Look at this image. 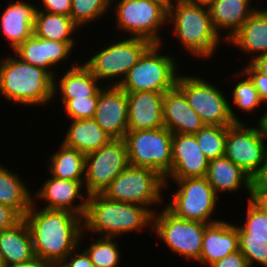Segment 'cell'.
<instances>
[{"mask_svg": "<svg viewBox=\"0 0 267 267\" xmlns=\"http://www.w3.org/2000/svg\"><path fill=\"white\" fill-rule=\"evenodd\" d=\"M35 206L32 203L24 216L33 238L35 255L57 267L81 244L83 217L66 210H36L39 208Z\"/></svg>", "mask_w": 267, "mask_h": 267, "instance_id": "obj_1", "label": "cell"}, {"mask_svg": "<svg viewBox=\"0 0 267 267\" xmlns=\"http://www.w3.org/2000/svg\"><path fill=\"white\" fill-rule=\"evenodd\" d=\"M154 209L109 199L103 193L87 197L83 230L115 237L153 225Z\"/></svg>", "mask_w": 267, "mask_h": 267, "instance_id": "obj_2", "label": "cell"}, {"mask_svg": "<svg viewBox=\"0 0 267 267\" xmlns=\"http://www.w3.org/2000/svg\"><path fill=\"white\" fill-rule=\"evenodd\" d=\"M54 77L44 68L9 56L0 62V93L23 105H46L54 98Z\"/></svg>", "mask_w": 267, "mask_h": 267, "instance_id": "obj_3", "label": "cell"}, {"mask_svg": "<svg viewBox=\"0 0 267 267\" xmlns=\"http://www.w3.org/2000/svg\"><path fill=\"white\" fill-rule=\"evenodd\" d=\"M167 22L173 24V35L193 56L207 59L216 52L221 35L212 25L208 6L175 0L168 5Z\"/></svg>", "mask_w": 267, "mask_h": 267, "instance_id": "obj_4", "label": "cell"}, {"mask_svg": "<svg viewBox=\"0 0 267 267\" xmlns=\"http://www.w3.org/2000/svg\"><path fill=\"white\" fill-rule=\"evenodd\" d=\"M162 44H151L128 71L119 87L125 92L165 93L176 86L177 64L171 55L159 53Z\"/></svg>", "mask_w": 267, "mask_h": 267, "instance_id": "obj_5", "label": "cell"}, {"mask_svg": "<svg viewBox=\"0 0 267 267\" xmlns=\"http://www.w3.org/2000/svg\"><path fill=\"white\" fill-rule=\"evenodd\" d=\"M176 87L205 125L231 126L241 122L223 92L203 78L178 75Z\"/></svg>", "mask_w": 267, "mask_h": 267, "instance_id": "obj_6", "label": "cell"}, {"mask_svg": "<svg viewBox=\"0 0 267 267\" xmlns=\"http://www.w3.org/2000/svg\"><path fill=\"white\" fill-rule=\"evenodd\" d=\"M117 28L130 37L162 44L159 29L168 18V4L163 0H119L115 8Z\"/></svg>", "mask_w": 267, "mask_h": 267, "instance_id": "obj_7", "label": "cell"}, {"mask_svg": "<svg viewBox=\"0 0 267 267\" xmlns=\"http://www.w3.org/2000/svg\"><path fill=\"white\" fill-rule=\"evenodd\" d=\"M259 125V126H258ZM257 127L235 122L227 126L225 157L238 165L253 180L261 173L267 158V133L263 123Z\"/></svg>", "mask_w": 267, "mask_h": 267, "instance_id": "obj_8", "label": "cell"}, {"mask_svg": "<svg viewBox=\"0 0 267 267\" xmlns=\"http://www.w3.org/2000/svg\"><path fill=\"white\" fill-rule=\"evenodd\" d=\"M172 137L165 127L127 131L124 141L129 165L151 168L165 178L172 168Z\"/></svg>", "mask_w": 267, "mask_h": 267, "instance_id": "obj_9", "label": "cell"}, {"mask_svg": "<svg viewBox=\"0 0 267 267\" xmlns=\"http://www.w3.org/2000/svg\"><path fill=\"white\" fill-rule=\"evenodd\" d=\"M165 179L151 168L128 165L117 175L103 194L109 199L144 207L161 203Z\"/></svg>", "mask_w": 267, "mask_h": 267, "instance_id": "obj_10", "label": "cell"}, {"mask_svg": "<svg viewBox=\"0 0 267 267\" xmlns=\"http://www.w3.org/2000/svg\"><path fill=\"white\" fill-rule=\"evenodd\" d=\"M178 185L166 208L181 219L200 221L206 224L217 222L211 219L215 212L218 195L206 177L172 179Z\"/></svg>", "mask_w": 267, "mask_h": 267, "instance_id": "obj_11", "label": "cell"}, {"mask_svg": "<svg viewBox=\"0 0 267 267\" xmlns=\"http://www.w3.org/2000/svg\"><path fill=\"white\" fill-rule=\"evenodd\" d=\"M159 214L153 215L155 233L169 247L170 251L184 256L187 260H199L202 251V241L208 224L181 219L171 213L166 207Z\"/></svg>", "mask_w": 267, "mask_h": 267, "instance_id": "obj_12", "label": "cell"}, {"mask_svg": "<svg viewBox=\"0 0 267 267\" xmlns=\"http://www.w3.org/2000/svg\"><path fill=\"white\" fill-rule=\"evenodd\" d=\"M150 45L151 43L148 40L129 37L111 43L84 64L99 81L118 77L117 81L113 79V82L110 81L111 83L108 84L119 85Z\"/></svg>", "mask_w": 267, "mask_h": 267, "instance_id": "obj_13", "label": "cell"}, {"mask_svg": "<svg viewBox=\"0 0 267 267\" xmlns=\"http://www.w3.org/2000/svg\"><path fill=\"white\" fill-rule=\"evenodd\" d=\"M129 165L124 139H113L109 144L86 154L84 183L87 195L103 193L113 179Z\"/></svg>", "mask_w": 267, "mask_h": 267, "instance_id": "obj_14", "label": "cell"}, {"mask_svg": "<svg viewBox=\"0 0 267 267\" xmlns=\"http://www.w3.org/2000/svg\"><path fill=\"white\" fill-rule=\"evenodd\" d=\"M94 119L113 139H124L128 131L127 92L118 85L100 88Z\"/></svg>", "mask_w": 267, "mask_h": 267, "instance_id": "obj_15", "label": "cell"}, {"mask_svg": "<svg viewBox=\"0 0 267 267\" xmlns=\"http://www.w3.org/2000/svg\"><path fill=\"white\" fill-rule=\"evenodd\" d=\"M209 160L201 150L195 135L173 134L172 168L165 179L206 177ZM167 179V180H166Z\"/></svg>", "mask_w": 267, "mask_h": 267, "instance_id": "obj_16", "label": "cell"}, {"mask_svg": "<svg viewBox=\"0 0 267 267\" xmlns=\"http://www.w3.org/2000/svg\"><path fill=\"white\" fill-rule=\"evenodd\" d=\"M83 183L84 181L59 179L51 176V178L45 180L42 188L39 191L37 190L35 196H33V203H36V200L39 199L44 200L47 202L45 209L66 210L84 217L88 196H83L84 192L81 193L82 188H84ZM78 198L82 202L73 205Z\"/></svg>", "mask_w": 267, "mask_h": 267, "instance_id": "obj_17", "label": "cell"}, {"mask_svg": "<svg viewBox=\"0 0 267 267\" xmlns=\"http://www.w3.org/2000/svg\"><path fill=\"white\" fill-rule=\"evenodd\" d=\"M75 42H58L31 35L14 51L21 60L47 70L56 79L55 70L50 67L64 61L69 56Z\"/></svg>", "mask_w": 267, "mask_h": 267, "instance_id": "obj_18", "label": "cell"}, {"mask_svg": "<svg viewBox=\"0 0 267 267\" xmlns=\"http://www.w3.org/2000/svg\"><path fill=\"white\" fill-rule=\"evenodd\" d=\"M164 93L127 92L128 131L152 130L164 127Z\"/></svg>", "mask_w": 267, "mask_h": 267, "instance_id": "obj_19", "label": "cell"}, {"mask_svg": "<svg viewBox=\"0 0 267 267\" xmlns=\"http://www.w3.org/2000/svg\"><path fill=\"white\" fill-rule=\"evenodd\" d=\"M164 127L172 134H195L205 126L200 116L188 104L185 95L175 86L164 93Z\"/></svg>", "mask_w": 267, "mask_h": 267, "instance_id": "obj_20", "label": "cell"}, {"mask_svg": "<svg viewBox=\"0 0 267 267\" xmlns=\"http://www.w3.org/2000/svg\"><path fill=\"white\" fill-rule=\"evenodd\" d=\"M239 250L237 226L219 220L208 224L202 241V251L197 261L208 267L214 262Z\"/></svg>", "mask_w": 267, "mask_h": 267, "instance_id": "obj_21", "label": "cell"}, {"mask_svg": "<svg viewBox=\"0 0 267 267\" xmlns=\"http://www.w3.org/2000/svg\"><path fill=\"white\" fill-rule=\"evenodd\" d=\"M37 8L33 4L18 0L11 3L0 18V29L13 51L33 35Z\"/></svg>", "mask_w": 267, "mask_h": 267, "instance_id": "obj_22", "label": "cell"}, {"mask_svg": "<svg viewBox=\"0 0 267 267\" xmlns=\"http://www.w3.org/2000/svg\"><path fill=\"white\" fill-rule=\"evenodd\" d=\"M0 254L5 265L25 263L36 257L31 231L24 218L0 231Z\"/></svg>", "mask_w": 267, "mask_h": 267, "instance_id": "obj_23", "label": "cell"}, {"mask_svg": "<svg viewBox=\"0 0 267 267\" xmlns=\"http://www.w3.org/2000/svg\"><path fill=\"white\" fill-rule=\"evenodd\" d=\"M250 0H213L208 6L214 29L220 35L224 29L227 34L222 37L229 40L257 10L250 7ZM223 29L221 31V29ZM221 31V32H220Z\"/></svg>", "mask_w": 267, "mask_h": 267, "instance_id": "obj_24", "label": "cell"}, {"mask_svg": "<svg viewBox=\"0 0 267 267\" xmlns=\"http://www.w3.org/2000/svg\"><path fill=\"white\" fill-rule=\"evenodd\" d=\"M206 178L217 195L245 187L251 199L254 180L225 156L209 161Z\"/></svg>", "mask_w": 267, "mask_h": 267, "instance_id": "obj_25", "label": "cell"}, {"mask_svg": "<svg viewBox=\"0 0 267 267\" xmlns=\"http://www.w3.org/2000/svg\"><path fill=\"white\" fill-rule=\"evenodd\" d=\"M228 42L246 54H257L252 56L251 61L267 54V9L257 8Z\"/></svg>", "mask_w": 267, "mask_h": 267, "instance_id": "obj_26", "label": "cell"}, {"mask_svg": "<svg viewBox=\"0 0 267 267\" xmlns=\"http://www.w3.org/2000/svg\"><path fill=\"white\" fill-rule=\"evenodd\" d=\"M71 121V125L62 141L67 147L74 148L86 155L109 144L113 140L94 118Z\"/></svg>", "mask_w": 267, "mask_h": 267, "instance_id": "obj_27", "label": "cell"}, {"mask_svg": "<svg viewBox=\"0 0 267 267\" xmlns=\"http://www.w3.org/2000/svg\"><path fill=\"white\" fill-rule=\"evenodd\" d=\"M78 60L72 63L71 67L59 82L54 79V97L57 89L60 88L61 99H81L93 96L101 87L99 80L92 74L91 70L83 63L78 64ZM58 87V88H57Z\"/></svg>", "mask_w": 267, "mask_h": 267, "instance_id": "obj_28", "label": "cell"}, {"mask_svg": "<svg viewBox=\"0 0 267 267\" xmlns=\"http://www.w3.org/2000/svg\"><path fill=\"white\" fill-rule=\"evenodd\" d=\"M78 28L70 16L44 12L37 8L33 27V34L37 37L58 42H74L71 35Z\"/></svg>", "mask_w": 267, "mask_h": 267, "instance_id": "obj_29", "label": "cell"}, {"mask_svg": "<svg viewBox=\"0 0 267 267\" xmlns=\"http://www.w3.org/2000/svg\"><path fill=\"white\" fill-rule=\"evenodd\" d=\"M24 184L17 174L0 164V203L13 208L22 218L30 209L34 195Z\"/></svg>", "mask_w": 267, "mask_h": 267, "instance_id": "obj_30", "label": "cell"}, {"mask_svg": "<svg viewBox=\"0 0 267 267\" xmlns=\"http://www.w3.org/2000/svg\"><path fill=\"white\" fill-rule=\"evenodd\" d=\"M85 156L80 151L62 143L59 151L49 157L48 167L51 176L59 179L84 181Z\"/></svg>", "mask_w": 267, "mask_h": 267, "instance_id": "obj_31", "label": "cell"}, {"mask_svg": "<svg viewBox=\"0 0 267 267\" xmlns=\"http://www.w3.org/2000/svg\"><path fill=\"white\" fill-rule=\"evenodd\" d=\"M194 135L209 161L224 157L227 126L205 125Z\"/></svg>", "mask_w": 267, "mask_h": 267, "instance_id": "obj_32", "label": "cell"}, {"mask_svg": "<svg viewBox=\"0 0 267 267\" xmlns=\"http://www.w3.org/2000/svg\"><path fill=\"white\" fill-rule=\"evenodd\" d=\"M237 233L239 240L267 241V214L250 198L245 224L237 226Z\"/></svg>", "mask_w": 267, "mask_h": 267, "instance_id": "obj_33", "label": "cell"}, {"mask_svg": "<svg viewBox=\"0 0 267 267\" xmlns=\"http://www.w3.org/2000/svg\"><path fill=\"white\" fill-rule=\"evenodd\" d=\"M115 239V237L100 236L94 243L85 248L84 251L94 267H117L121 255L117 243L114 242Z\"/></svg>", "mask_w": 267, "mask_h": 267, "instance_id": "obj_34", "label": "cell"}, {"mask_svg": "<svg viewBox=\"0 0 267 267\" xmlns=\"http://www.w3.org/2000/svg\"><path fill=\"white\" fill-rule=\"evenodd\" d=\"M111 6V0H71L70 17L80 28L101 18Z\"/></svg>", "mask_w": 267, "mask_h": 267, "instance_id": "obj_35", "label": "cell"}, {"mask_svg": "<svg viewBox=\"0 0 267 267\" xmlns=\"http://www.w3.org/2000/svg\"><path fill=\"white\" fill-rule=\"evenodd\" d=\"M240 76H246V80H240L233 89V101L237 108L243 112L251 113L256 107L260 106L263 102L260 100L258 91L253 82L242 71L238 72Z\"/></svg>", "mask_w": 267, "mask_h": 267, "instance_id": "obj_36", "label": "cell"}, {"mask_svg": "<svg viewBox=\"0 0 267 267\" xmlns=\"http://www.w3.org/2000/svg\"><path fill=\"white\" fill-rule=\"evenodd\" d=\"M100 89L91 97L81 99H61L66 115L71 120L94 118Z\"/></svg>", "mask_w": 267, "mask_h": 267, "instance_id": "obj_37", "label": "cell"}, {"mask_svg": "<svg viewBox=\"0 0 267 267\" xmlns=\"http://www.w3.org/2000/svg\"><path fill=\"white\" fill-rule=\"evenodd\" d=\"M239 251L246 257L249 267L254 262L267 267V241L239 240Z\"/></svg>", "mask_w": 267, "mask_h": 267, "instance_id": "obj_38", "label": "cell"}, {"mask_svg": "<svg viewBox=\"0 0 267 267\" xmlns=\"http://www.w3.org/2000/svg\"><path fill=\"white\" fill-rule=\"evenodd\" d=\"M256 86L260 100L267 103V76L260 73L249 61L247 66L241 70Z\"/></svg>", "mask_w": 267, "mask_h": 267, "instance_id": "obj_39", "label": "cell"}, {"mask_svg": "<svg viewBox=\"0 0 267 267\" xmlns=\"http://www.w3.org/2000/svg\"><path fill=\"white\" fill-rule=\"evenodd\" d=\"M77 249H74L57 267H94L87 253L84 250L82 253L80 251L77 253Z\"/></svg>", "mask_w": 267, "mask_h": 267, "instance_id": "obj_40", "label": "cell"}, {"mask_svg": "<svg viewBox=\"0 0 267 267\" xmlns=\"http://www.w3.org/2000/svg\"><path fill=\"white\" fill-rule=\"evenodd\" d=\"M21 219L13 208L0 203V231L13 227Z\"/></svg>", "mask_w": 267, "mask_h": 267, "instance_id": "obj_41", "label": "cell"}, {"mask_svg": "<svg viewBox=\"0 0 267 267\" xmlns=\"http://www.w3.org/2000/svg\"><path fill=\"white\" fill-rule=\"evenodd\" d=\"M210 267H249L246 257L238 250L214 262Z\"/></svg>", "mask_w": 267, "mask_h": 267, "instance_id": "obj_42", "label": "cell"}, {"mask_svg": "<svg viewBox=\"0 0 267 267\" xmlns=\"http://www.w3.org/2000/svg\"><path fill=\"white\" fill-rule=\"evenodd\" d=\"M45 12L70 16L71 0H41Z\"/></svg>", "mask_w": 267, "mask_h": 267, "instance_id": "obj_43", "label": "cell"}, {"mask_svg": "<svg viewBox=\"0 0 267 267\" xmlns=\"http://www.w3.org/2000/svg\"><path fill=\"white\" fill-rule=\"evenodd\" d=\"M252 191H267V158L261 173L254 179Z\"/></svg>", "mask_w": 267, "mask_h": 267, "instance_id": "obj_44", "label": "cell"}, {"mask_svg": "<svg viewBox=\"0 0 267 267\" xmlns=\"http://www.w3.org/2000/svg\"><path fill=\"white\" fill-rule=\"evenodd\" d=\"M251 199L267 214V191H252Z\"/></svg>", "mask_w": 267, "mask_h": 267, "instance_id": "obj_45", "label": "cell"}, {"mask_svg": "<svg viewBox=\"0 0 267 267\" xmlns=\"http://www.w3.org/2000/svg\"><path fill=\"white\" fill-rule=\"evenodd\" d=\"M260 73L267 76V54L255 57L250 62Z\"/></svg>", "mask_w": 267, "mask_h": 267, "instance_id": "obj_46", "label": "cell"}, {"mask_svg": "<svg viewBox=\"0 0 267 267\" xmlns=\"http://www.w3.org/2000/svg\"><path fill=\"white\" fill-rule=\"evenodd\" d=\"M5 267H52V266L48 262L38 257H35L31 261L15 265H5Z\"/></svg>", "mask_w": 267, "mask_h": 267, "instance_id": "obj_47", "label": "cell"}, {"mask_svg": "<svg viewBox=\"0 0 267 267\" xmlns=\"http://www.w3.org/2000/svg\"><path fill=\"white\" fill-rule=\"evenodd\" d=\"M184 2H188L191 4H199V5H205V6H209L213 0H182Z\"/></svg>", "mask_w": 267, "mask_h": 267, "instance_id": "obj_48", "label": "cell"}, {"mask_svg": "<svg viewBox=\"0 0 267 267\" xmlns=\"http://www.w3.org/2000/svg\"><path fill=\"white\" fill-rule=\"evenodd\" d=\"M259 123H263L266 133H267V113H265V115L261 116V118H259Z\"/></svg>", "mask_w": 267, "mask_h": 267, "instance_id": "obj_49", "label": "cell"}, {"mask_svg": "<svg viewBox=\"0 0 267 267\" xmlns=\"http://www.w3.org/2000/svg\"><path fill=\"white\" fill-rule=\"evenodd\" d=\"M0 267H5V263L3 262V259L1 258V254H0Z\"/></svg>", "mask_w": 267, "mask_h": 267, "instance_id": "obj_50", "label": "cell"}, {"mask_svg": "<svg viewBox=\"0 0 267 267\" xmlns=\"http://www.w3.org/2000/svg\"><path fill=\"white\" fill-rule=\"evenodd\" d=\"M163 1H165L169 5L174 0H163Z\"/></svg>", "mask_w": 267, "mask_h": 267, "instance_id": "obj_51", "label": "cell"}]
</instances>
